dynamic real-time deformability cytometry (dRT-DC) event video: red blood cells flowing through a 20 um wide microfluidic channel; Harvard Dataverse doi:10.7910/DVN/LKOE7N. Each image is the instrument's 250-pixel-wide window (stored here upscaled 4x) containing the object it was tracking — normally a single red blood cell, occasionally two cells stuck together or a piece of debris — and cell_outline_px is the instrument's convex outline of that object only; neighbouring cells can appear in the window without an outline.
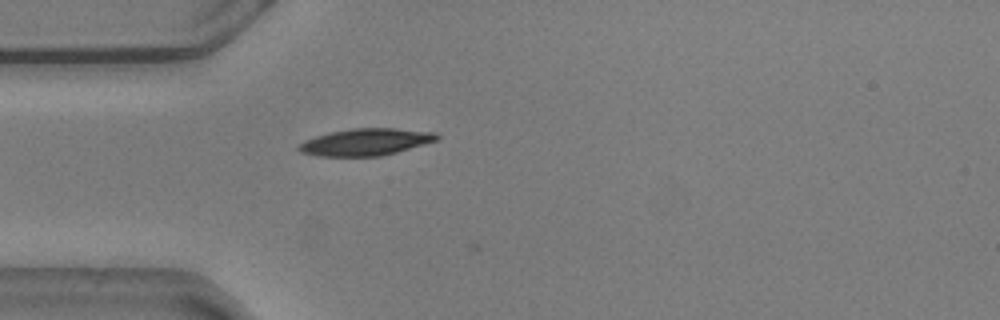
{"species": "common noctule bat (a hibernating species)", "species_latin": "Nyctalus noctula", "temperature_condition": "warm", "stored_images_in_passage": 5, "camera_frame_rate_fps": 3000, "um_per_image_px": 0.085, "animal": {"sex": "male", "body_mass_g": 20.5, "forearm_length_mm": 52.5}, "frame": {"image": 1, "passage_image": 2, "time_ms": 0.333, "image_size_px": [1000, 320], "cell_outline_px": [[440, 136], [436, 140], [424, 144], [396, 152], [380, 156], [316, 156], [300, 152], [296, 148], [296, 144], [304, 140], [328, 132], [352, 128], [396, 128], [436, 132]], "centroid_in_image_um": [31.03, 12.06], "position_along_channel_um": 54.0, "area_um2": 21.85}}